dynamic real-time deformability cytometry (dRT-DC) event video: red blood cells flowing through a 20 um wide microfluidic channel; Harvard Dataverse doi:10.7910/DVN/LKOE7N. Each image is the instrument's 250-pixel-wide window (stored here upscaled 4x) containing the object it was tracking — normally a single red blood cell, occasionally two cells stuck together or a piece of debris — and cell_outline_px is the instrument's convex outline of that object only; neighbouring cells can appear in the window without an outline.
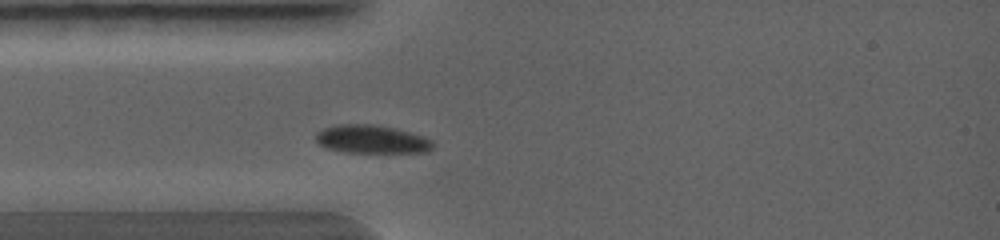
{"species": "common noctule bat (a hibernating species)", "species_latin": "Nyctalus noctula", "temperature_condition": "warm", "stored_images_in_passage": 1, "camera_frame_rate_fps": 5000, "um_per_image_px": 0.085, "animal": {"sex": "female", "body_mass_g": 19.0, "forearm_length_mm": 56.7}, "frame": {"image": 1, "passage_image": 1, "time_ms": 0.0, "image_size_px": [1000, 240], "cell_outline_px": [[436, 144], [428, 152], [344, 152], [328, 148], [316, 144], [316, 132], [324, 128], [336, 124], [376, 124], [396, 128], [432, 140]], "centroid_in_image_um": [31.57, 11.83], "position_along_channel_um": 53.4, "area_um2": 19.36}}